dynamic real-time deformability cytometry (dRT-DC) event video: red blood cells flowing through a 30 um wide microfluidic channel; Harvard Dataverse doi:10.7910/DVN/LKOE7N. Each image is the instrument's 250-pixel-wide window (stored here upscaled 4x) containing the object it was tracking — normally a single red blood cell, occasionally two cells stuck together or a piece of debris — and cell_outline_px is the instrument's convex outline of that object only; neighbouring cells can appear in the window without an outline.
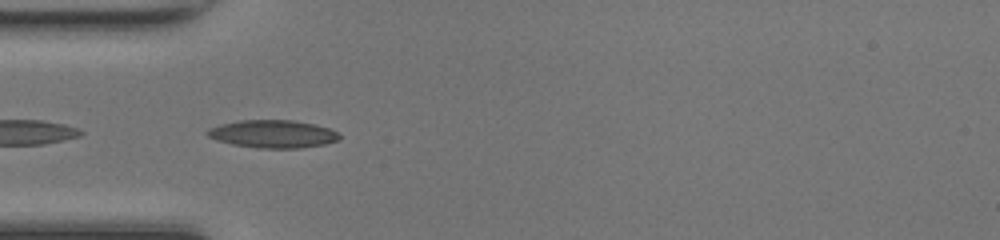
{"species": "common noctule bat (a hibernating species)", "species_latin": "Nyctalus noctula", "temperature_condition": "room temperature", "stored_images_in_passage": 7, "camera_frame_rate_fps": 3000, "um_per_image_px": 0.085, "animal": {"sex": "female", "body_mass_g": 17.0, "forearm_length_mm": 48.0}, "frame": {"image": 1, "passage_image": 2, "time_ms": 0.333, "image_size_px": [1000, 240], "cell_outline_px": [[340, 136], [336, 140], [324, 144], [300, 148], [260, 148], [232, 144], [216, 140], [208, 136], [204, 132], [208, 128], [220, 124], [240, 120], [292, 120], [312, 124], [328, 128], [336, 132]], "centroid_in_image_um": [23.12, 11.38], "position_along_channel_um": 61.9, "area_um2": 21.21}}
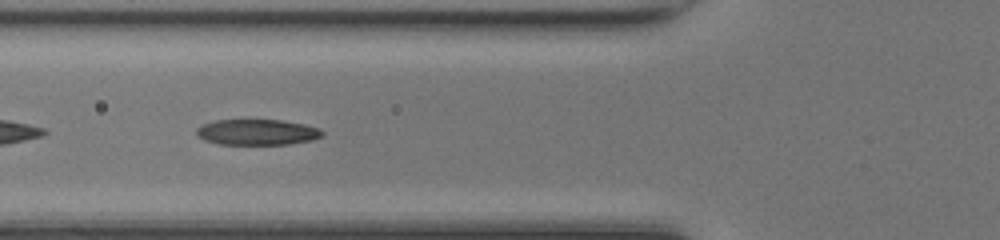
{"frame": {"image": 2, "passage_image": 5, "time_ms": 1.333, "image_size_px": [1000, 240], "cell_outline_px": [[324, 132], [320, 136], [312, 140], [288, 144], [220, 144], [204, 140], [196, 136], [196, 128], [204, 124], [216, 120], [280, 120], [304, 124], [320, 128]], "centroid_in_image_um": [21.84, 11.23], "position_along_channel_um": 104.0, "area_um2": 18.79}}